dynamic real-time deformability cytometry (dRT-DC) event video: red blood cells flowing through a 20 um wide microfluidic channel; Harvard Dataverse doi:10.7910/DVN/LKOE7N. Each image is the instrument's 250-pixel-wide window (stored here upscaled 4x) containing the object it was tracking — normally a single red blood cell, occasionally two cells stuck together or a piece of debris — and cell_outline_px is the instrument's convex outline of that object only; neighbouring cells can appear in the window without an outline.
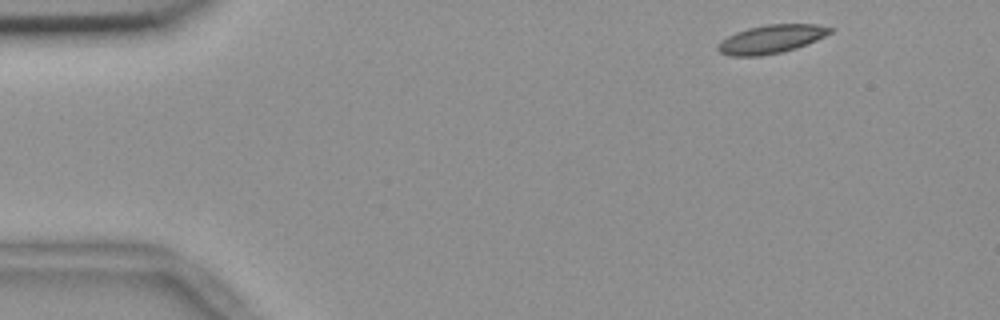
{"species": "common noctule bat (a hibernating species)", "species_latin": "Nyctalus noctula", "temperature_condition": "room temperature", "stored_images_in_passage": 10, "camera_frame_rate_fps": 3000, "um_per_image_px": 0.085, "animal": {"sex": "female", "body_mass_g": 18.4}, "frame": {"image": 1, "passage_image": 2, "time_ms": 0.333, "image_size_px": [1000, 320], "cell_outline_px": [[836, 28], [832, 32], [816, 40], [796, 48], [780, 52], [760, 56], [732, 56], [720, 52], [716, 48], [716, 44], [720, 40], [736, 32], [748, 28], [768, 24], [816, 24]], "centroid_in_image_um": [65.54, 3.32], "position_along_channel_um": 19.5, "area_um2": 18.61}}